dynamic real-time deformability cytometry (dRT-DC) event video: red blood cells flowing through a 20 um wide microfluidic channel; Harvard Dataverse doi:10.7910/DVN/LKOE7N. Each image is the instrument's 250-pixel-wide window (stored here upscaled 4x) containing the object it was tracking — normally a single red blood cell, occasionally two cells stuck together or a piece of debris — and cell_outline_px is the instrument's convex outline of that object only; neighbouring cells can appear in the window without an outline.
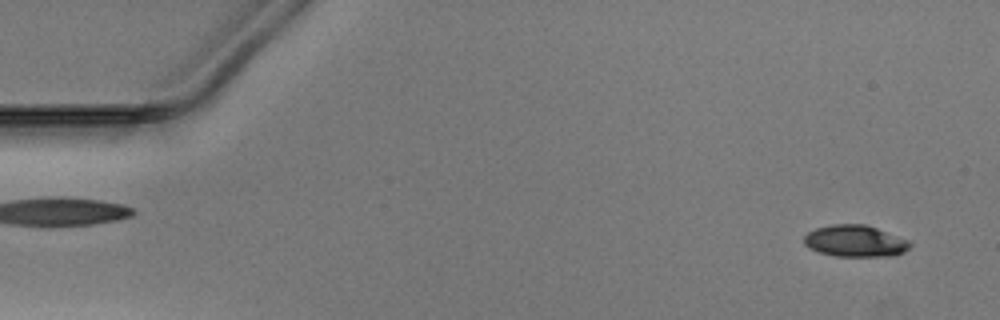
{"species": "Egyptian fruit bat (a non-hibernating species)", "species_latin": "Rousettus aegyptiacus", "temperature_condition": "warm", "stored_images_in_passage": 48, "camera_frame_rate_fps": 3000, "um_per_image_px": 0.085, "animal": {"sex": "male"}, "frame": {"image": 1, "passage_image": 2, "time_ms": 0.333, "image_size_px": [1000, 320], "cell_outline_px": [[912, 244], [904, 252], [892, 256], [836, 256], [820, 252], [808, 248], [804, 244], [804, 236], [808, 232], [816, 228], [832, 224], [864, 224], [876, 228], [908, 240]], "centroid_in_image_um": [72.66, 20.49], "position_along_channel_um": 12.3, "area_um2": 19.42}}
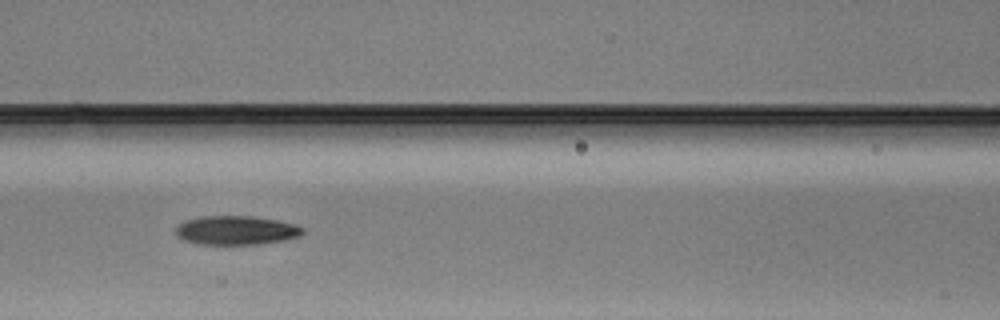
{"frame": {"image": 2, "passage_image": 21, "time_ms": 6.667, "image_size_px": [1000, 320], "cell_outline_px": [[304, 232], [300, 236], [288, 240], [260, 244], [196, 244], [184, 240], [176, 236], [176, 228], [184, 220], [200, 216], [252, 216], [276, 220], [292, 224], [304, 228]], "centroid_in_image_um": [20.07, 19.58], "position_along_channel_um": 146.5, "area_um2": 21.56}}
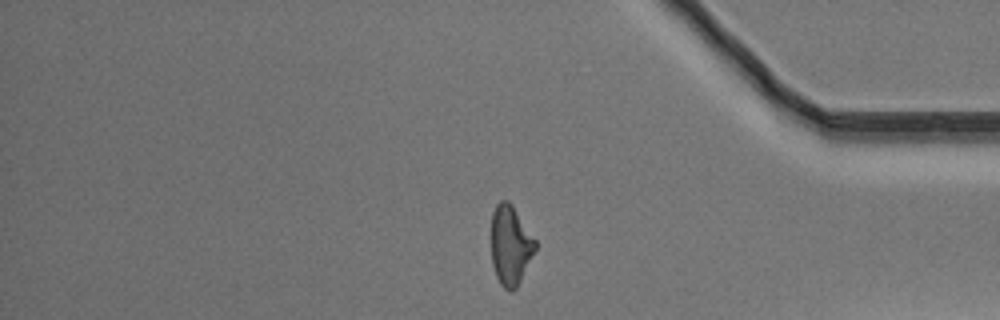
{"frame": {"image": 3, "passage_image": 41, "time_ms": 13.333, "image_size_px": [1000, 320], "cell_outline_px": [[536, 248], [516, 288], [512, 292], [508, 292], [500, 284], [496, 276], [492, 264], [492, 212], [496, 204], [500, 200], [508, 200], [512, 204], [536, 240]], "centroid_in_image_um": [43.38, 20.84], "position_along_channel_um": 391.8, "area_um2": 20.35}}